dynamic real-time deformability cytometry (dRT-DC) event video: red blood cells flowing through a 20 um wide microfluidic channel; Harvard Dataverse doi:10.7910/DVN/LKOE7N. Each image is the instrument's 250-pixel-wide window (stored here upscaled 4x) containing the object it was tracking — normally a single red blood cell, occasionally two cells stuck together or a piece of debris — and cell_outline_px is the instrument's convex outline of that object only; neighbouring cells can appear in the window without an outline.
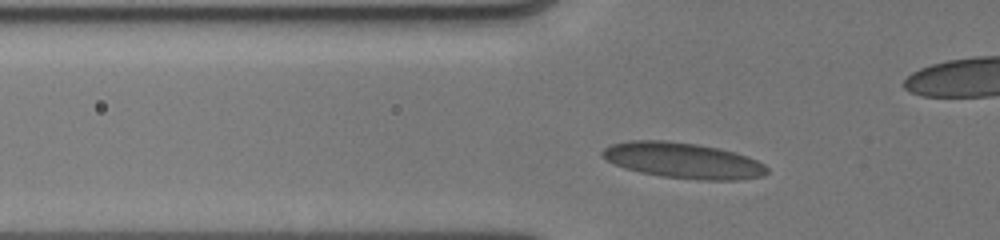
{"species": "human", "species_latin": "Homo sapiens", "temperature_condition": "cold", "stored_images_in_passage": 28, "camera_frame_rate_fps": 3000, "um_per_image_px": 0.085, "donor": {"sex": "male"}, "frame": {"image": 1, "passage_image": 2, "time_ms": 0.333, "image_size_px": [1000, 240], "cell_outline_px": [[768, 172], [764, 176], [740, 180], [700, 180], [660, 176], [640, 172], [624, 168], [600, 156], [600, 152], [604, 148], [612, 144], [628, 140], [668, 140], [700, 144], [748, 156], [764, 164], [768, 168]], "centroid_in_image_um": [58.05, 13.64], "position_along_channel_um": 67.7, "area_um2": 34.45}}
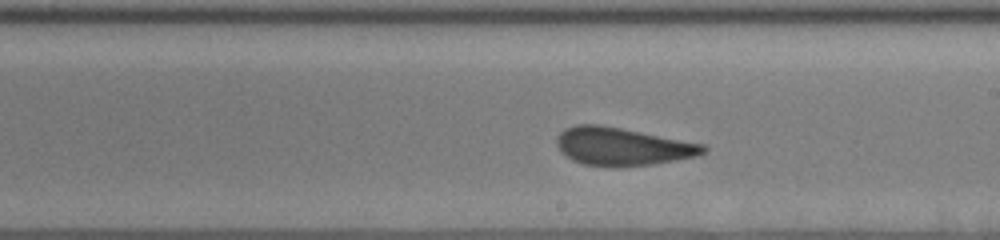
{"frame": {"image": 2, "passage_image": 11, "time_ms": 4.667, "image_size_px": [1000, 240], "cell_outline_px": [[708, 148], [704, 152], [696, 156], [676, 160], [652, 164], [620, 168], [584, 164], [572, 160], [560, 152], [556, 144], [556, 136], [564, 128], [576, 124], [600, 124], [704, 144]], "centroid_in_image_um": [52.85, 12.46], "position_along_channel_um": 236.2, "area_um2": 32.6}}
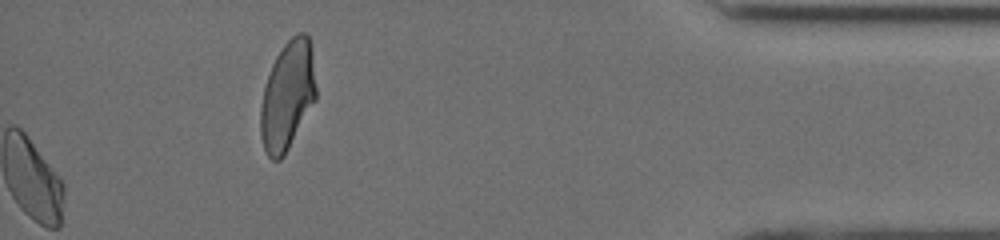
{"frame": {"image": 3, "passage_image": 25, "time_ms": 11.667, "image_size_px": [1000, 240], "cell_outline_px": [[316, 100], [284, 156], [280, 160], [272, 160], [268, 156], [264, 148], [260, 136], [260, 108], [264, 88], [272, 64], [276, 56], [284, 44], [296, 32], [304, 32], [308, 36], [312, 48], [316, 88]], "centroid_in_image_um": [24.44, 8.12], "position_along_channel_um": 410.8, "area_um2": 35.32}, "authors_computed_cell_mechanics": {"area_um2": 32.5125, "velocity_mm_per_s": 3.9919, "shape_relaxation_time_tau1_ms": 5.1016, "shape_relaxation_time_tau2_ms": 0.8303, "deformation_change_tau1": 0.111, "deformation_change_tau2": 0.0367}}